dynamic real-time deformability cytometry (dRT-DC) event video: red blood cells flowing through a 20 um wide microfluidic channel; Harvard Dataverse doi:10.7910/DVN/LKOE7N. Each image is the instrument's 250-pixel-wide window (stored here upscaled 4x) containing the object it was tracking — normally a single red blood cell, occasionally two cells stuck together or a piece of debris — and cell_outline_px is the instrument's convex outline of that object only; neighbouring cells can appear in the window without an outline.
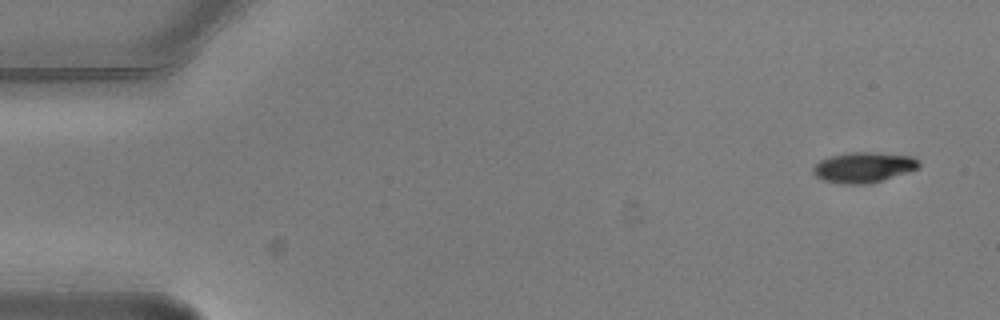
{"species": "common noctule bat (a hibernating species)", "species_latin": "Nyctalus noctula", "temperature_condition": "warm", "stored_images_in_passage": 2, "segment_of_instrument_passage": [2, 2], "camera_frame_rate_fps": 3000, "um_per_image_px": 0.085, "animal": {"sex": "male", "body_mass_g": 20.5, "forearm_length_mm": 52.5}, "frame": {"image": 1, "passage_image": 2, "time_ms": 0.333, "image_size_px": [1000, 320], "cell_outline_px": [[920, 168], [880, 180], [864, 184], [844, 184], [824, 180], [816, 176], [812, 172], [812, 168], [820, 160], [828, 156], [848, 152], [872, 152], [912, 156], [920, 160]], "centroid_in_image_um": [73.39, 14.2], "position_along_channel_um": 11.6, "area_um2": 18.67}}